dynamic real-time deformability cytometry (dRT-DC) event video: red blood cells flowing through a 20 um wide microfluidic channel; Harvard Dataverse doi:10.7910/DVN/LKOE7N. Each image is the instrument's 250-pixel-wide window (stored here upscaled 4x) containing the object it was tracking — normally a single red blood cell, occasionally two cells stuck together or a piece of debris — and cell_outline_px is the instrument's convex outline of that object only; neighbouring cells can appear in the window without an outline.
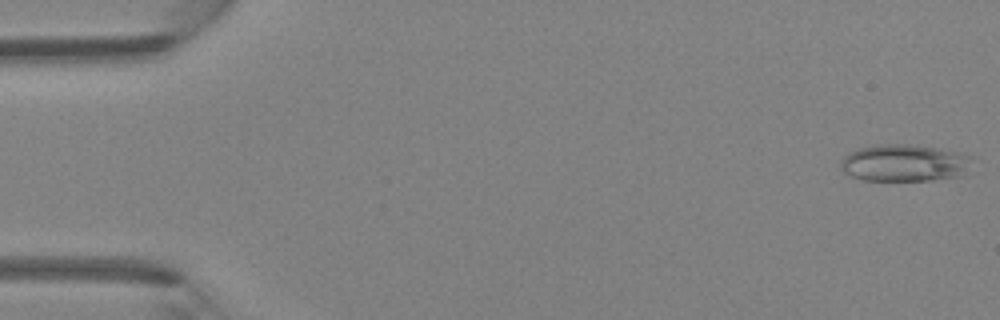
{"species": "Egyptian fruit bat (a non-hibernating species)", "species_latin": "Rousettus aegyptiacus", "temperature_condition": "room temperature", "stored_images_in_passage": 43, "camera_frame_rate_fps": 3000, "um_per_image_px": 0.085, "animal": {"sex": "female"}, "frame": {"image": 1, "passage_image": 1, "time_ms": 0.0, "image_size_px": [1000, 320], "cell_outline_px": [[968, 156], [960, 176], [928, 180], [860, 180], [844, 172], [840, 168], [840, 164], [844, 156], [848, 152], [872, 144], [908, 144], [936, 148]], "centroid_in_image_um": [76.68, 13.85], "position_along_channel_um": 8.3, "area_um2": 27.57}}
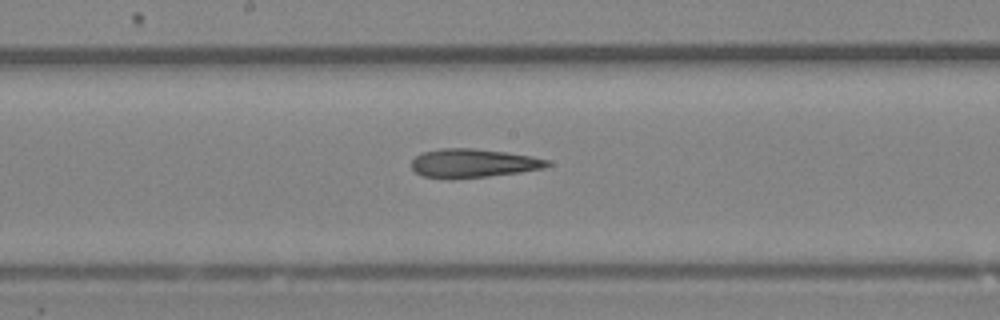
{"frame": {"image": 2, "passage_image": 24, "time_ms": 7.667, "image_size_px": [1000, 320], "cell_outline_px": [[552, 164], [544, 168], [520, 172], [488, 176], [452, 180], [448, 180], [424, 176], [416, 172], [412, 168], [412, 160], [416, 156], [424, 152], [440, 148], [472, 148], [504, 152], [532, 156], [548, 160]], "centroid_in_image_um": [40.21, 13.89], "position_along_channel_um": 208.0, "area_um2": 22.83}}
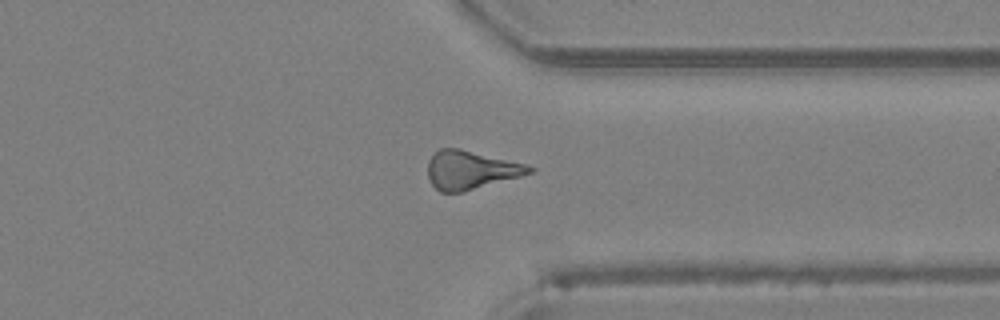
{"frame": {"image": 3, "passage_image": 35, "time_ms": 11.333, "image_size_px": [1000, 320], "cell_outline_px": [[536, 172], [464, 192], [440, 192], [432, 184], [428, 176], [428, 160], [440, 148], [460, 148], [524, 164], [536, 168]], "centroid_in_image_um": [40.03, 14.46], "position_along_channel_um": 371.4, "area_um2": 22.77}}